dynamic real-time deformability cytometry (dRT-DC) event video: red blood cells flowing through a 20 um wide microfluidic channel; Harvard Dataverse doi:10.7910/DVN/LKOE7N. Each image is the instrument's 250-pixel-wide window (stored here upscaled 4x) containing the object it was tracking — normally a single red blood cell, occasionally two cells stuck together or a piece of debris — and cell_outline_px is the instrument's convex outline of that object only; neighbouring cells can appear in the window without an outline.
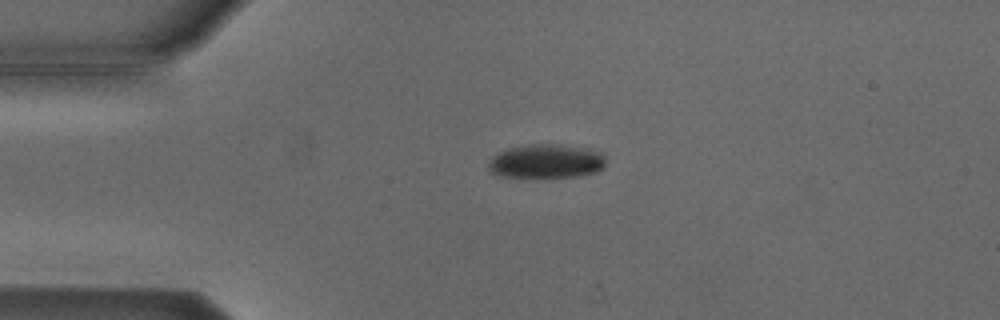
{"species": "Egyptian fruit bat (a non-hibernating species)", "species_latin": "Rousettus aegyptiacus", "temperature_condition": "cold", "stored_images_in_passage": 4, "camera_frame_rate_fps": 3000, "um_per_image_px": 0.085, "animal": {"sex": "male"}, "frame": {"image": 1, "passage_image": 2, "time_ms": 1.0, "image_size_px": [1000, 320], "cell_outline_px": [[604, 168], [596, 172], [576, 176], [500, 176], [488, 172], [488, 160], [492, 156], [508, 148], [532, 144], [556, 144], [588, 148], [604, 152]], "centroid_in_image_um": [46.43, 13.69], "position_along_channel_um": 38.6, "area_um2": 23.18}}
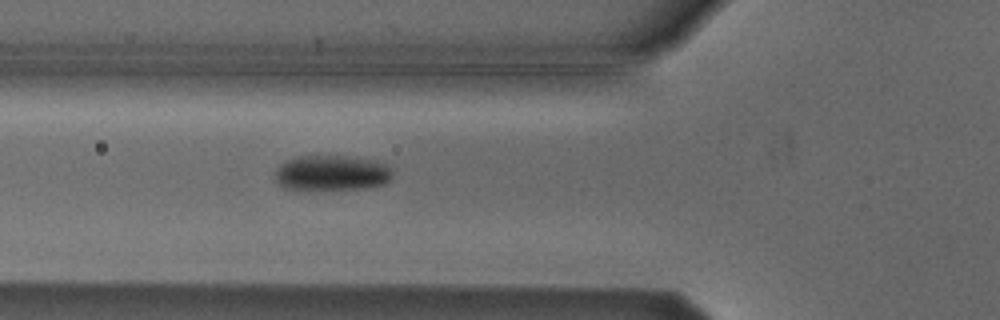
{"frame": {"image": 2, "passage_image": 4, "time_ms": 3.333, "image_size_px": [1000, 320], "cell_outline_px": [[392, 176], [384, 184], [364, 188], [284, 188], [276, 180], [272, 172], [284, 160], [296, 156], [344, 156], [376, 160], [384, 164], [392, 172]], "centroid_in_image_um": [28.14, 14.67], "position_along_channel_um": 97.7, "area_um2": 23.87}}